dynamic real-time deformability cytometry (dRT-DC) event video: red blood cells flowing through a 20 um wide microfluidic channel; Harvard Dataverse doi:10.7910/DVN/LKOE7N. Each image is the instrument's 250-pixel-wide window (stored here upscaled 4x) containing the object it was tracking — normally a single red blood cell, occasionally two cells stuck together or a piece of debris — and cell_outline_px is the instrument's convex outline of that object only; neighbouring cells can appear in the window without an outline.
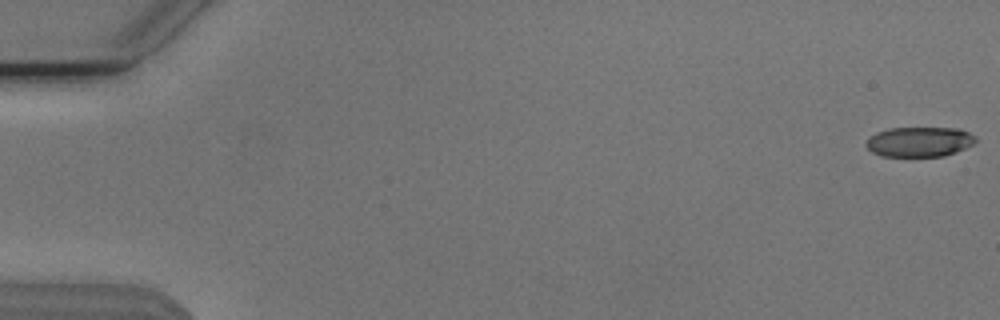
{"species": "Egyptian fruit bat (a non-hibernating species)", "species_latin": "Rousettus aegyptiacus", "temperature_condition": "cold", "stored_images_in_passage": 54, "camera_frame_rate_fps": 3000, "um_per_image_px": 0.085, "animal": {"sex": "male"}, "frame": {"image": 1, "passage_image": 1, "time_ms": 0.0, "image_size_px": [1000, 320], "cell_outline_px": [[964, 132], [956, 148], [952, 152], [936, 156], [892, 156], [876, 152], [868, 144], [884, 132], [900, 128], [936, 128]], "centroid_in_image_um": [77.93, 12.07], "position_along_channel_um": 7.1, "area_um2": 15.61}}
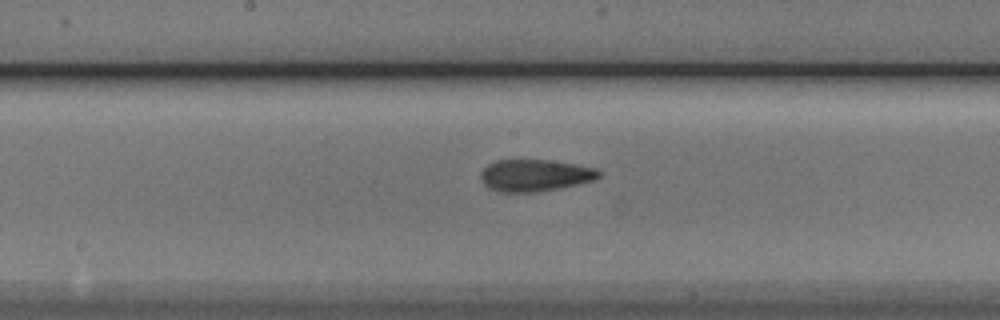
{"frame": {"image": 2, "passage_image": 29, "time_ms": 9.333, "image_size_px": [1000, 320], "cell_outline_px": [[596, 176], [564, 184], [532, 188], [508, 188], [496, 184], [488, 180], [488, 172], [492, 168], [500, 164], [552, 164], [576, 168], [596, 172]], "centroid_in_image_um": [45.54, 14.9], "position_along_channel_um": 202.7, "area_um2": 14.39}}
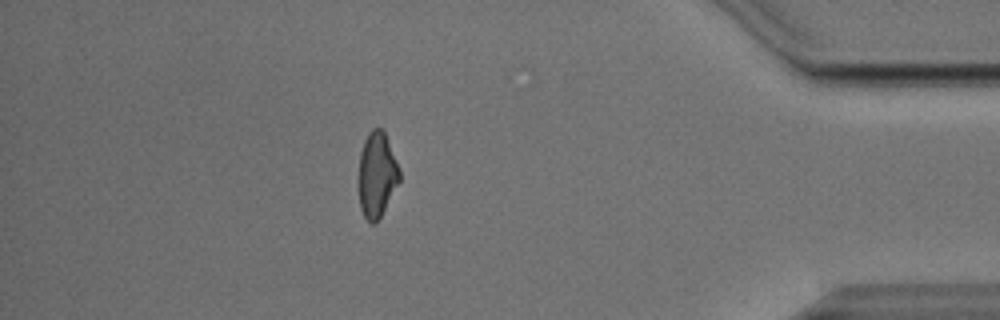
{"frame": {"image": 3, "passage_image": 48, "time_ms": 15.667, "image_size_px": [1000, 320], "cell_outline_px": [[400, 180], [376, 220], [372, 220], [364, 212], [360, 200], [360, 160], [368, 136], [376, 128], [384, 136], [396, 164], [400, 176]], "centroid_in_image_um": [32.04, 14.86], "position_along_channel_um": 403.2, "area_um2": 17.74}, "authors_computed_cell_mechanics": {"area_um2": 16.3574, "velocity_mm_per_s": 3.8127, "shape_relaxation_time_tau1_ms": null, "shape_relaxation_time_tau2_ms": 4.0774, "deformation_change_tau1": null, "deformation_change_tau2": 0.1273}}